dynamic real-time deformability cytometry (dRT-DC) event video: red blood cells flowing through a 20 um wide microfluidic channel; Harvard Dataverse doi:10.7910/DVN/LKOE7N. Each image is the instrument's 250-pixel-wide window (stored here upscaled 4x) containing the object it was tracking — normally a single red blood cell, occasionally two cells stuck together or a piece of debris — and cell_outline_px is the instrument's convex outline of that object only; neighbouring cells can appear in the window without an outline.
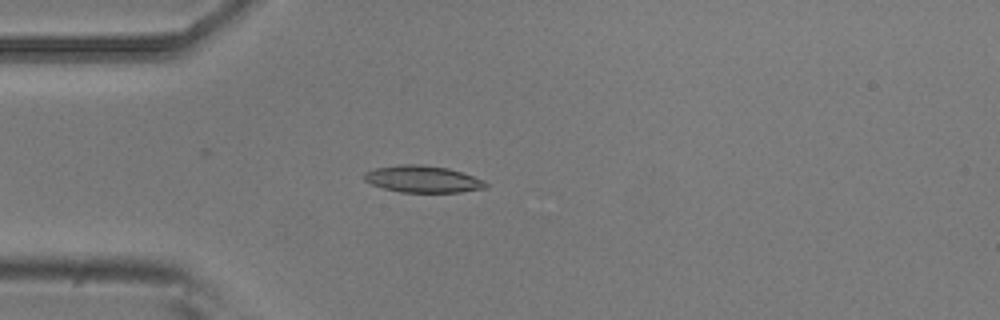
{"species": "common noctule bat (a hibernating species)", "species_latin": "Nyctalus noctula", "temperature_condition": "room temperature", "stored_images_in_passage": 5, "camera_frame_rate_fps": 3000, "um_per_image_px": 0.085, "animal": {"sex": "male", "body_mass_g": 20.5, "forearm_length_mm": 52.5}, "frame": {"image": 1, "passage_image": 4, "time_ms": 1.0, "image_size_px": [1000, 320], "cell_outline_px": [[488, 188], [460, 192], [400, 192], [384, 188], [372, 184], [364, 180], [364, 172], [376, 168], [400, 164], [420, 164], [448, 168], [484, 180], [488, 184]], "centroid_in_image_um": [35.94, 15.22], "position_along_channel_um": 49.1, "area_um2": 18.96}}